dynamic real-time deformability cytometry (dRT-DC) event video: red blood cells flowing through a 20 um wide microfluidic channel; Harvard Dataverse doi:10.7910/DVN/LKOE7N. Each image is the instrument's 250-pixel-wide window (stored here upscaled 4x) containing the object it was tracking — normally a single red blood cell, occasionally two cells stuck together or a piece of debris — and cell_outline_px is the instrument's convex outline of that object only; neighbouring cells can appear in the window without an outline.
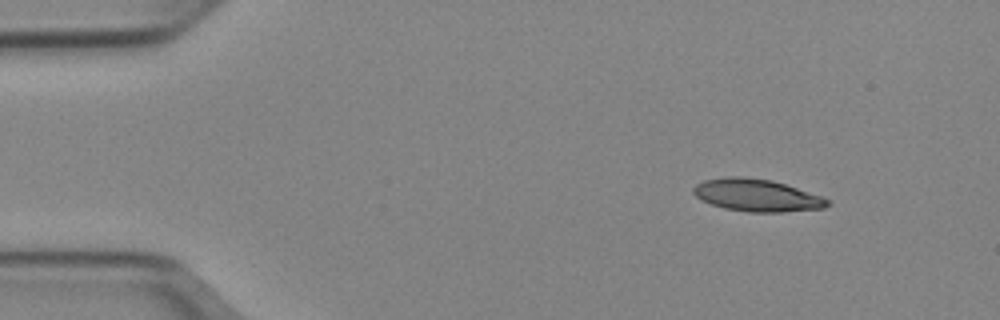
{"species": "Egyptian fruit bat (a non-hibernating species)", "species_latin": "Rousettus aegyptiacus", "temperature_condition": "cold", "stored_images_in_passage": 46, "camera_frame_rate_fps": 3000, "um_per_image_px": 0.085, "animal": {"sex": "female"}, "frame": {"image": 1, "passage_image": 1, "time_ms": 0.0, "image_size_px": [1000, 320], "cell_outline_px": [[832, 204], [824, 208], [780, 212], [748, 212], [724, 208], [700, 200], [692, 192], [692, 188], [696, 184], [704, 180], [732, 176], [744, 176], [772, 180], [832, 200]], "centroid_in_image_um": [64.32, 16.6], "position_along_channel_um": 20.7, "area_um2": 25.26}}
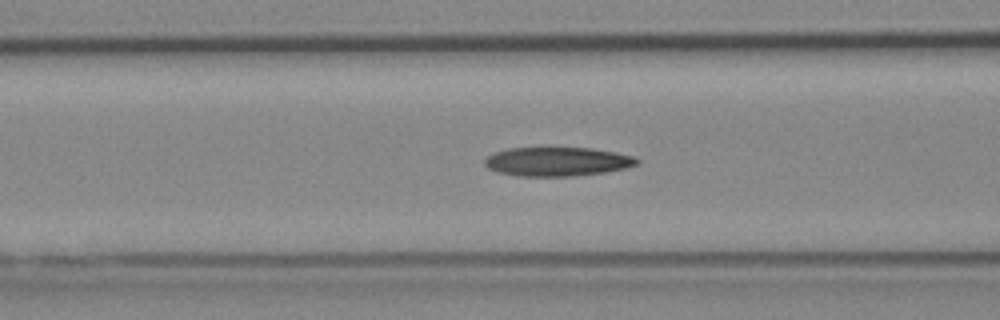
{"frame": {"image": 2, "passage_image": 15, "time_ms": 4.667, "image_size_px": [1000, 320], "cell_outline_px": [[640, 164], [624, 168], [604, 172], [572, 176], [516, 176], [496, 172], [488, 168], [484, 164], [484, 160], [488, 156], [496, 152], [508, 148], [592, 148], [616, 152], [636, 156], [640, 160]], "centroid_in_image_um": [47.39, 13.73], "position_along_channel_um": 119.2, "area_um2": 25.84}}
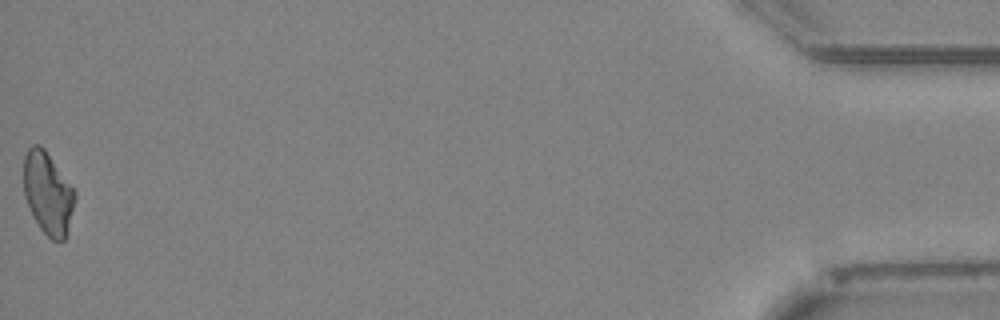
{"frame": {"image": 3, "passage_image": 46, "time_ms": 15.0, "image_size_px": [1000, 320], "cell_outline_px": [[76, 196], [64, 240], [52, 240], [40, 228], [32, 216], [24, 196], [24, 156], [28, 148], [32, 144], [40, 144], [44, 148], [76, 192]], "centroid_in_image_um": [4.04, 16.39], "position_along_channel_um": 431.2, "area_um2": 24.28}, "authors_computed_cell_mechanics": {"area_um2": 25.5187, "velocity_mm_per_s": 3.9671, "shape_relaxation_time_tau1_ms": 10.0024, "shape_relaxation_time_tau2_ms": 3.1152, "deformation_change_tau1": 0.2178, "deformation_change_tau2": 0.1129}}